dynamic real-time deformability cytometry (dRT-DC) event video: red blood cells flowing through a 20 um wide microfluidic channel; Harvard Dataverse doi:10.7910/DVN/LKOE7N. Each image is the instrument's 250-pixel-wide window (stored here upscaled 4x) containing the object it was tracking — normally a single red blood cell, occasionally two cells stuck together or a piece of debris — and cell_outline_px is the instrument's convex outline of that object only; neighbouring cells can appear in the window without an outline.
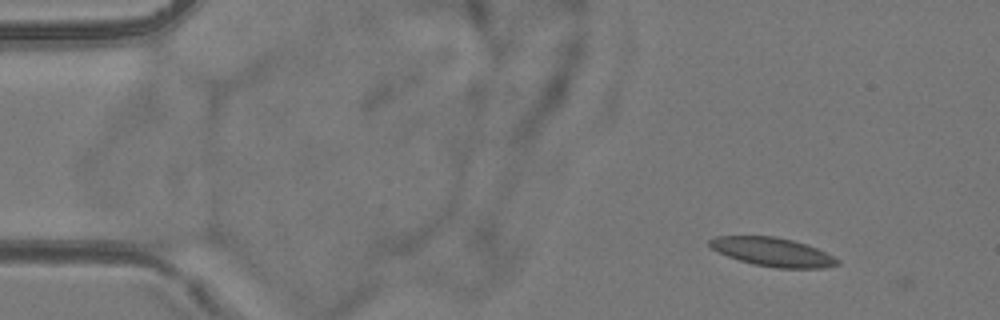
{"species": "common noctule bat (a hibernating species)", "species_latin": "Nyctalus noctula", "temperature_condition": "room temperature", "stored_images_in_passage": 2, "camera_frame_rate_fps": 3000, "um_per_image_px": 0.085, "animal": {"sex": "female", "body_mass_g": 24.6, "forearm_length_mm": 56.2}, "frame": {"image": 1, "passage_image": 1, "time_ms": 0.0, "image_size_px": [1000, 320], "cell_outline_px": [[840, 264], [824, 268], [776, 268], [752, 264], [728, 256], [712, 248], [708, 244], [708, 240], [716, 236], [776, 236], [792, 240], [816, 248], [840, 260]], "centroid_in_image_um": [65.67, 21.42], "position_along_channel_um": 19.3, "area_um2": 21.21}}